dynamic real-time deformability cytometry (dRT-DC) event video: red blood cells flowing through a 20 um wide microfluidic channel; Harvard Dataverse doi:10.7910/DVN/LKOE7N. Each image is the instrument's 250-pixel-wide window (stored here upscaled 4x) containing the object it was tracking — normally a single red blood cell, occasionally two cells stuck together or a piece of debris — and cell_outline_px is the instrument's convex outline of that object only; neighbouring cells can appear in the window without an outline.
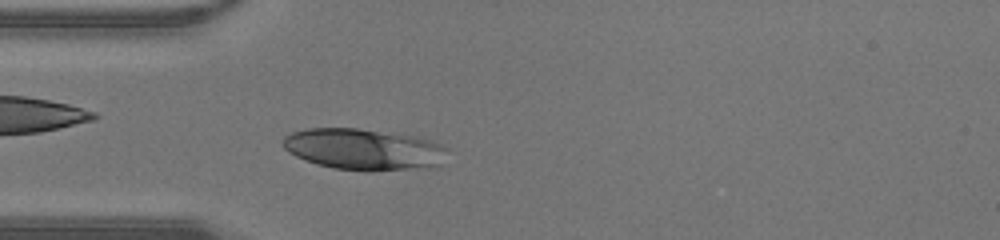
{"species": "human", "species_latin": "Homo sapiens", "temperature_condition": "warm", "stored_images_in_passage": 30, "camera_frame_rate_fps": 3000, "um_per_image_px": 0.085, "donor": {"sex": "male"}, "frame": {"image": 1, "passage_image": 2, "time_ms": 0.333, "image_size_px": [1000, 240], "cell_outline_px": [[448, 148], [440, 164], [436, 168], [372, 172], [368, 172], [332, 168], [316, 164], [304, 160], [288, 152], [280, 144], [284, 136], [292, 132], [308, 128], [356, 128], [416, 136], [440, 144]], "centroid_in_image_um": [30.91, 12.72], "position_along_channel_um": 54.1, "area_um2": 40.29}}
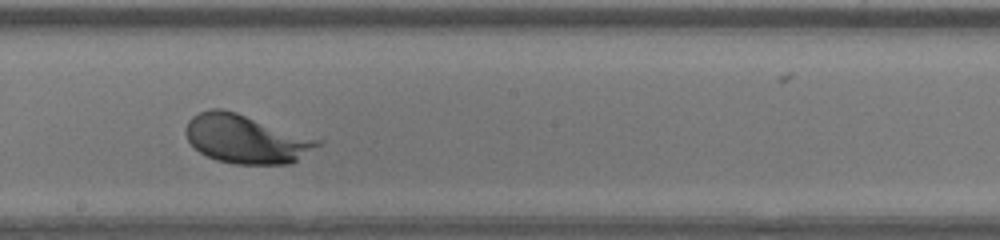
{"frame": {"image": 2, "passage_image": 13, "time_ms": 4.0, "image_size_px": [1000, 240], "cell_outline_px": [[324, 140], [320, 144], [292, 164], [236, 164], [216, 160], [200, 152], [188, 140], [184, 132], [188, 120], [192, 116], [200, 112], [212, 108], [220, 108], [236, 112]], "centroid_in_image_um": [20.92, 11.81], "position_along_channel_um": 227.3, "area_um2": 37.4}}
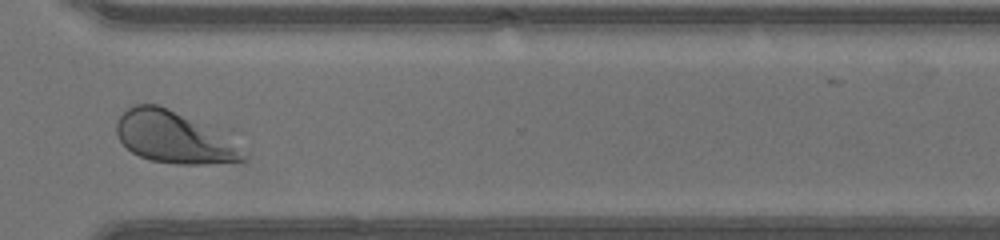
{"frame": {"image": 3, "passage_image": 21, "time_ms": 6.667, "image_size_px": [1000, 240], "cell_outline_px": [[248, 160], [208, 164], [176, 164], [152, 160], [140, 156], [132, 152], [120, 140], [116, 132], [116, 120], [128, 108], [136, 104], [156, 104], [168, 108], [248, 156]], "centroid_in_image_um": [14.56, 11.71], "position_along_channel_um": 356.0, "area_um2": 35.49}}